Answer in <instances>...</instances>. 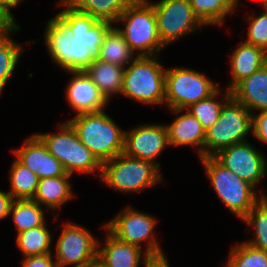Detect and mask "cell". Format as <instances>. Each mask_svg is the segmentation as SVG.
<instances>
[{"label": "cell", "mask_w": 267, "mask_h": 267, "mask_svg": "<svg viewBox=\"0 0 267 267\" xmlns=\"http://www.w3.org/2000/svg\"><path fill=\"white\" fill-rule=\"evenodd\" d=\"M67 122L74 129L80 142L103 163L124 152L125 130L106 112L84 113Z\"/></svg>", "instance_id": "6da1fadb"}, {"label": "cell", "mask_w": 267, "mask_h": 267, "mask_svg": "<svg viewBox=\"0 0 267 267\" xmlns=\"http://www.w3.org/2000/svg\"><path fill=\"white\" fill-rule=\"evenodd\" d=\"M114 25L136 56H157L166 48L158 34L153 5L148 0H134Z\"/></svg>", "instance_id": "7a4b0ae2"}, {"label": "cell", "mask_w": 267, "mask_h": 267, "mask_svg": "<svg viewBox=\"0 0 267 267\" xmlns=\"http://www.w3.org/2000/svg\"><path fill=\"white\" fill-rule=\"evenodd\" d=\"M221 203L239 219H243L262 197L248 182L223 166L214 156L199 158ZM259 193V194H258Z\"/></svg>", "instance_id": "3957f363"}, {"label": "cell", "mask_w": 267, "mask_h": 267, "mask_svg": "<svg viewBox=\"0 0 267 267\" xmlns=\"http://www.w3.org/2000/svg\"><path fill=\"white\" fill-rule=\"evenodd\" d=\"M159 56H137L124 69L120 95L139 103L163 105L165 103L166 68Z\"/></svg>", "instance_id": "277c9868"}, {"label": "cell", "mask_w": 267, "mask_h": 267, "mask_svg": "<svg viewBox=\"0 0 267 267\" xmlns=\"http://www.w3.org/2000/svg\"><path fill=\"white\" fill-rule=\"evenodd\" d=\"M160 168L151 161L120 153L102 163V184L118 192L134 193L164 183Z\"/></svg>", "instance_id": "5b68a950"}, {"label": "cell", "mask_w": 267, "mask_h": 267, "mask_svg": "<svg viewBox=\"0 0 267 267\" xmlns=\"http://www.w3.org/2000/svg\"><path fill=\"white\" fill-rule=\"evenodd\" d=\"M56 133H36L48 151L59 160L66 173L73 175L90 174L98 170L100 178L102 163L83 145L71 125L64 121L58 125Z\"/></svg>", "instance_id": "8992f818"}, {"label": "cell", "mask_w": 267, "mask_h": 267, "mask_svg": "<svg viewBox=\"0 0 267 267\" xmlns=\"http://www.w3.org/2000/svg\"><path fill=\"white\" fill-rule=\"evenodd\" d=\"M252 134V113L231 97L222 107L219 119L205 131L204 157L216 155L233 144L248 141Z\"/></svg>", "instance_id": "52a82bcc"}, {"label": "cell", "mask_w": 267, "mask_h": 267, "mask_svg": "<svg viewBox=\"0 0 267 267\" xmlns=\"http://www.w3.org/2000/svg\"><path fill=\"white\" fill-rule=\"evenodd\" d=\"M219 89V84L206 74L191 68L171 67L165 72V103L170 109H187L209 98Z\"/></svg>", "instance_id": "ba28073f"}, {"label": "cell", "mask_w": 267, "mask_h": 267, "mask_svg": "<svg viewBox=\"0 0 267 267\" xmlns=\"http://www.w3.org/2000/svg\"><path fill=\"white\" fill-rule=\"evenodd\" d=\"M157 218L132 206L122 208L120 213L104 224V227L119 240L140 248L145 242L147 253L161 252V245L155 235Z\"/></svg>", "instance_id": "9c48e42d"}, {"label": "cell", "mask_w": 267, "mask_h": 267, "mask_svg": "<svg viewBox=\"0 0 267 267\" xmlns=\"http://www.w3.org/2000/svg\"><path fill=\"white\" fill-rule=\"evenodd\" d=\"M154 8L158 34L161 42L167 47L175 41L201 32L205 25L194 14L189 0H148Z\"/></svg>", "instance_id": "30bf717a"}, {"label": "cell", "mask_w": 267, "mask_h": 267, "mask_svg": "<svg viewBox=\"0 0 267 267\" xmlns=\"http://www.w3.org/2000/svg\"><path fill=\"white\" fill-rule=\"evenodd\" d=\"M55 244L54 260L57 267H80L95 259L98 238L85 227L67 222Z\"/></svg>", "instance_id": "8fae6325"}, {"label": "cell", "mask_w": 267, "mask_h": 267, "mask_svg": "<svg viewBox=\"0 0 267 267\" xmlns=\"http://www.w3.org/2000/svg\"><path fill=\"white\" fill-rule=\"evenodd\" d=\"M214 157L255 189L267 174V157L249 141L224 148Z\"/></svg>", "instance_id": "7c38bea8"}, {"label": "cell", "mask_w": 267, "mask_h": 267, "mask_svg": "<svg viewBox=\"0 0 267 267\" xmlns=\"http://www.w3.org/2000/svg\"><path fill=\"white\" fill-rule=\"evenodd\" d=\"M59 3V4H58ZM57 5L62 9L55 16L68 28L71 34L70 45L87 46L95 54L103 44L111 22L97 20L88 14L74 11L60 0Z\"/></svg>", "instance_id": "4fadbf2b"}, {"label": "cell", "mask_w": 267, "mask_h": 267, "mask_svg": "<svg viewBox=\"0 0 267 267\" xmlns=\"http://www.w3.org/2000/svg\"><path fill=\"white\" fill-rule=\"evenodd\" d=\"M169 146L168 131L165 124L150 123L137 125L125 130L124 152L126 155L137 157L155 163L160 169L157 157Z\"/></svg>", "instance_id": "5bb4252c"}, {"label": "cell", "mask_w": 267, "mask_h": 267, "mask_svg": "<svg viewBox=\"0 0 267 267\" xmlns=\"http://www.w3.org/2000/svg\"><path fill=\"white\" fill-rule=\"evenodd\" d=\"M72 78L66 86V101L76 115L100 112L109 102L84 70L66 71Z\"/></svg>", "instance_id": "9a60e30c"}, {"label": "cell", "mask_w": 267, "mask_h": 267, "mask_svg": "<svg viewBox=\"0 0 267 267\" xmlns=\"http://www.w3.org/2000/svg\"><path fill=\"white\" fill-rule=\"evenodd\" d=\"M11 151L20 163L37 175L39 180L66 174L62 163L48 151L46 145L35 133L25 139L22 147Z\"/></svg>", "instance_id": "2e32d148"}, {"label": "cell", "mask_w": 267, "mask_h": 267, "mask_svg": "<svg viewBox=\"0 0 267 267\" xmlns=\"http://www.w3.org/2000/svg\"><path fill=\"white\" fill-rule=\"evenodd\" d=\"M170 111L177 115L172 123L165 124L169 146L194 147L197 148L198 157H204L205 130L201 123L186 109H170Z\"/></svg>", "instance_id": "e0dca14e"}, {"label": "cell", "mask_w": 267, "mask_h": 267, "mask_svg": "<svg viewBox=\"0 0 267 267\" xmlns=\"http://www.w3.org/2000/svg\"><path fill=\"white\" fill-rule=\"evenodd\" d=\"M101 227L107 233L104 242L98 240L97 257L105 267H139L142 265V258L148 254L147 252L136 245L119 240L104 227V224Z\"/></svg>", "instance_id": "ac0fdd59"}, {"label": "cell", "mask_w": 267, "mask_h": 267, "mask_svg": "<svg viewBox=\"0 0 267 267\" xmlns=\"http://www.w3.org/2000/svg\"><path fill=\"white\" fill-rule=\"evenodd\" d=\"M238 43L229 59L232 78L231 83L226 87L229 91L267 64V53L262 48L249 44L244 39Z\"/></svg>", "instance_id": "d6986e66"}, {"label": "cell", "mask_w": 267, "mask_h": 267, "mask_svg": "<svg viewBox=\"0 0 267 267\" xmlns=\"http://www.w3.org/2000/svg\"><path fill=\"white\" fill-rule=\"evenodd\" d=\"M231 95L250 110L252 115L267 110V64L240 81L231 90Z\"/></svg>", "instance_id": "ffe728a7"}, {"label": "cell", "mask_w": 267, "mask_h": 267, "mask_svg": "<svg viewBox=\"0 0 267 267\" xmlns=\"http://www.w3.org/2000/svg\"><path fill=\"white\" fill-rule=\"evenodd\" d=\"M71 177L72 175L66 173L64 176L47 177L38 181L33 200L51 210L54 219H57L54 211H58L60 207L62 208L64 204L76 197L69 180Z\"/></svg>", "instance_id": "44dd1931"}, {"label": "cell", "mask_w": 267, "mask_h": 267, "mask_svg": "<svg viewBox=\"0 0 267 267\" xmlns=\"http://www.w3.org/2000/svg\"><path fill=\"white\" fill-rule=\"evenodd\" d=\"M44 42L52 61L63 71H68V49L71 43V34L56 16L47 21Z\"/></svg>", "instance_id": "7402d4cb"}, {"label": "cell", "mask_w": 267, "mask_h": 267, "mask_svg": "<svg viewBox=\"0 0 267 267\" xmlns=\"http://www.w3.org/2000/svg\"><path fill=\"white\" fill-rule=\"evenodd\" d=\"M124 67L103 62L97 58L84 70L109 101L112 96L121 94Z\"/></svg>", "instance_id": "603a6c76"}, {"label": "cell", "mask_w": 267, "mask_h": 267, "mask_svg": "<svg viewBox=\"0 0 267 267\" xmlns=\"http://www.w3.org/2000/svg\"><path fill=\"white\" fill-rule=\"evenodd\" d=\"M64 5L77 12L90 15L113 25L134 0H60Z\"/></svg>", "instance_id": "cb8c5ba5"}, {"label": "cell", "mask_w": 267, "mask_h": 267, "mask_svg": "<svg viewBox=\"0 0 267 267\" xmlns=\"http://www.w3.org/2000/svg\"><path fill=\"white\" fill-rule=\"evenodd\" d=\"M137 56L125 41V38L113 25L105 35L103 44L96 53V58L112 63L114 65L126 67Z\"/></svg>", "instance_id": "d4e9b609"}, {"label": "cell", "mask_w": 267, "mask_h": 267, "mask_svg": "<svg viewBox=\"0 0 267 267\" xmlns=\"http://www.w3.org/2000/svg\"><path fill=\"white\" fill-rule=\"evenodd\" d=\"M43 208L33 199L13 200L9 216L12 215L16 234L44 225L47 221Z\"/></svg>", "instance_id": "484cf974"}, {"label": "cell", "mask_w": 267, "mask_h": 267, "mask_svg": "<svg viewBox=\"0 0 267 267\" xmlns=\"http://www.w3.org/2000/svg\"><path fill=\"white\" fill-rule=\"evenodd\" d=\"M194 14L207 26H222L238 5L234 0H189Z\"/></svg>", "instance_id": "4316f807"}, {"label": "cell", "mask_w": 267, "mask_h": 267, "mask_svg": "<svg viewBox=\"0 0 267 267\" xmlns=\"http://www.w3.org/2000/svg\"><path fill=\"white\" fill-rule=\"evenodd\" d=\"M10 195L13 200L33 199L39 178L15 157L9 173Z\"/></svg>", "instance_id": "83f0119b"}, {"label": "cell", "mask_w": 267, "mask_h": 267, "mask_svg": "<svg viewBox=\"0 0 267 267\" xmlns=\"http://www.w3.org/2000/svg\"><path fill=\"white\" fill-rule=\"evenodd\" d=\"M46 224L16 234V245L23 257L53 253L51 247L53 237Z\"/></svg>", "instance_id": "f1b7e54d"}, {"label": "cell", "mask_w": 267, "mask_h": 267, "mask_svg": "<svg viewBox=\"0 0 267 267\" xmlns=\"http://www.w3.org/2000/svg\"><path fill=\"white\" fill-rule=\"evenodd\" d=\"M221 91L219 88L209 98L200 100L186 109L197 118L205 131L219 119L223 105L232 97L231 91L226 89L220 101L218 98Z\"/></svg>", "instance_id": "f546056e"}, {"label": "cell", "mask_w": 267, "mask_h": 267, "mask_svg": "<svg viewBox=\"0 0 267 267\" xmlns=\"http://www.w3.org/2000/svg\"><path fill=\"white\" fill-rule=\"evenodd\" d=\"M242 221L253 229L255 235L254 239L245 242L267 252V196H262Z\"/></svg>", "instance_id": "4dcf8cb0"}, {"label": "cell", "mask_w": 267, "mask_h": 267, "mask_svg": "<svg viewBox=\"0 0 267 267\" xmlns=\"http://www.w3.org/2000/svg\"><path fill=\"white\" fill-rule=\"evenodd\" d=\"M225 267H267V252L239 242L229 251Z\"/></svg>", "instance_id": "1f68e13d"}, {"label": "cell", "mask_w": 267, "mask_h": 267, "mask_svg": "<svg viewBox=\"0 0 267 267\" xmlns=\"http://www.w3.org/2000/svg\"><path fill=\"white\" fill-rule=\"evenodd\" d=\"M24 47L13 40L11 36L0 39V78L7 82L19 63Z\"/></svg>", "instance_id": "d6a6232c"}, {"label": "cell", "mask_w": 267, "mask_h": 267, "mask_svg": "<svg viewBox=\"0 0 267 267\" xmlns=\"http://www.w3.org/2000/svg\"><path fill=\"white\" fill-rule=\"evenodd\" d=\"M245 19L248 23L245 42L262 48L267 53V11L263 9L259 16L255 12Z\"/></svg>", "instance_id": "836d02e7"}, {"label": "cell", "mask_w": 267, "mask_h": 267, "mask_svg": "<svg viewBox=\"0 0 267 267\" xmlns=\"http://www.w3.org/2000/svg\"><path fill=\"white\" fill-rule=\"evenodd\" d=\"M96 58L87 46L70 45L68 49V71L85 70Z\"/></svg>", "instance_id": "e575fe53"}, {"label": "cell", "mask_w": 267, "mask_h": 267, "mask_svg": "<svg viewBox=\"0 0 267 267\" xmlns=\"http://www.w3.org/2000/svg\"><path fill=\"white\" fill-rule=\"evenodd\" d=\"M258 141L267 144V110L252 115V134Z\"/></svg>", "instance_id": "d590c367"}, {"label": "cell", "mask_w": 267, "mask_h": 267, "mask_svg": "<svg viewBox=\"0 0 267 267\" xmlns=\"http://www.w3.org/2000/svg\"><path fill=\"white\" fill-rule=\"evenodd\" d=\"M54 253H40L24 257L21 267H57Z\"/></svg>", "instance_id": "8d00e7d4"}, {"label": "cell", "mask_w": 267, "mask_h": 267, "mask_svg": "<svg viewBox=\"0 0 267 267\" xmlns=\"http://www.w3.org/2000/svg\"><path fill=\"white\" fill-rule=\"evenodd\" d=\"M19 25L3 8H0V39L19 31Z\"/></svg>", "instance_id": "74e56055"}, {"label": "cell", "mask_w": 267, "mask_h": 267, "mask_svg": "<svg viewBox=\"0 0 267 267\" xmlns=\"http://www.w3.org/2000/svg\"><path fill=\"white\" fill-rule=\"evenodd\" d=\"M144 267H170L167 256L163 251L148 253L142 261Z\"/></svg>", "instance_id": "f35d334b"}, {"label": "cell", "mask_w": 267, "mask_h": 267, "mask_svg": "<svg viewBox=\"0 0 267 267\" xmlns=\"http://www.w3.org/2000/svg\"><path fill=\"white\" fill-rule=\"evenodd\" d=\"M12 201L13 198L8 191L5 192L0 190V220H3L9 216Z\"/></svg>", "instance_id": "ab89813d"}, {"label": "cell", "mask_w": 267, "mask_h": 267, "mask_svg": "<svg viewBox=\"0 0 267 267\" xmlns=\"http://www.w3.org/2000/svg\"><path fill=\"white\" fill-rule=\"evenodd\" d=\"M19 2L21 3L22 0H0V8H3L16 21L11 9L19 6Z\"/></svg>", "instance_id": "60d3db41"}, {"label": "cell", "mask_w": 267, "mask_h": 267, "mask_svg": "<svg viewBox=\"0 0 267 267\" xmlns=\"http://www.w3.org/2000/svg\"><path fill=\"white\" fill-rule=\"evenodd\" d=\"M80 267H105L102 263V261L96 257L95 259L87 262L86 264L80 266Z\"/></svg>", "instance_id": "b9f144b4"}, {"label": "cell", "mask_w": 267, "mask_h": 267, "mask_svg": "<svg viewBox=\"0 0 267 267\" xmlns=\"http://www.w3.org/2000/svg\"><path fill=\"white\" fill-rule=\"evenodd\" d=\"M6 83H7V81L5 79L0 78V95H1L4 87L6 86Z\"/></svg>", "instance_id": "7bdbcfd3"}, {"label": "cell", "mask_w": 267, "mask_h": 267, "mask_svg": "<svg viewBox=\"0 0 267 267\" xmlns=\"http://www.w3.org/2000/svg\"><path fill=\"white\" fill-rule=\"evenodd\" d=\"M260 3H259V6L261 5L262 9L267 11V0H261Z\"/></svg>", "instance_id": "ee69618b"}, {"label": "cell", "mask_w": 267, "mask_h": 267, "mask_svg": "<svg viewBox=\"0 0 267 267\" xmlns=\"http://www.w3.org/2000/svg\"><path fill=\"white\" fill-rule=\"evenodd\" d=\"M235 1V3L238 5V3H239V0H234ZM261 1V0H260Z\"/></svg>", "instance_id": "f6af8a7d"}]
</instances>
